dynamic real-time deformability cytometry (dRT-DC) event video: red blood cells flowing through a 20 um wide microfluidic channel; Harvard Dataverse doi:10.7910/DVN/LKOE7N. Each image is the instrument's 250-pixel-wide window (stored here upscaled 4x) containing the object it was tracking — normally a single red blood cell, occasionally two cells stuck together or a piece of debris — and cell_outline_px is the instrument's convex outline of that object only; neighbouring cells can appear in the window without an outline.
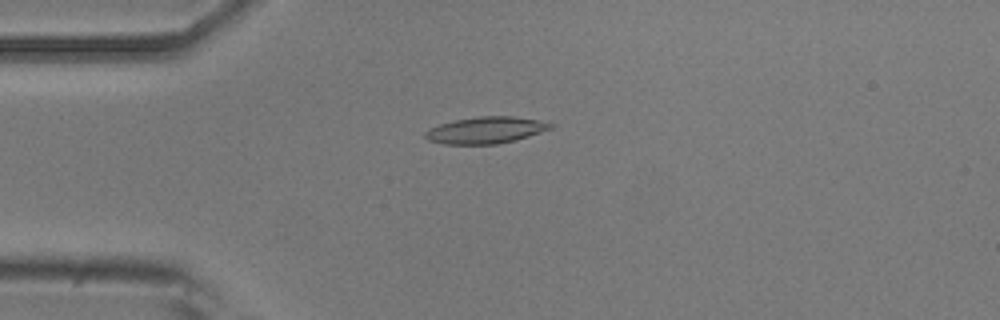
{"species": "common noctule bat (a hibernating species)", "species_latin": "Nyctalus noctula", "temperature_condition": "room temperature", "stored_images_in_passage": 51, "camera_frame_rate_fps": 3000, "um_per_image_px": 0.085, "animal": {"sex": "male", "body_mass_g": 20.5, "forearm_length_mm": 52.5}, "frame": {"image": 1, "passage_image": 13, "time_ms": 4.0, "image_size_px": [1000, 320], "cell_outline_px": [[556, 124], [552, 128], [528, 136], [496, 144], [444, 144], [428, 140], [424, 136], [424, 132], [428, 128], [452, 120], [480, 116], [512, 116], [540, 120]], "centroid_in_image_um": [41.26, 11.05], "position_along_channel_um": 43.7, "area_um2": 19.48}}
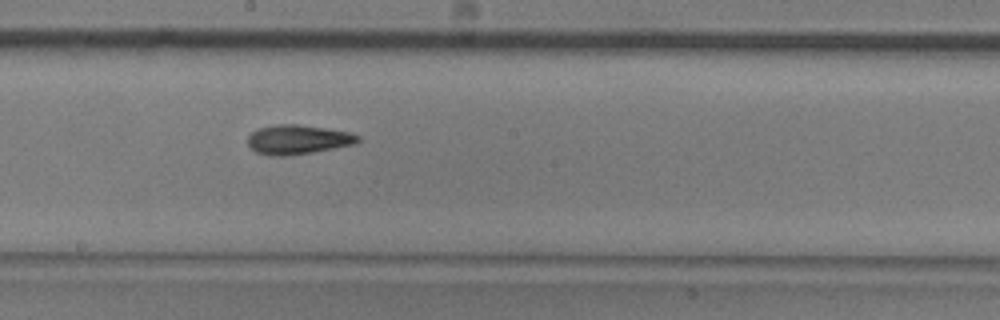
{"frame": {"image": 2, "passage_image": 28, "time_ms": 9.0, "image_size_px": [1000, 320], "cell_outline_px": [[360, 140], [356, 144], [312, 152], [288, 156], [268, 156], [256, 152], [248, 144], [248, 136], [252, 132], [260, 128], [276, 124], [296, 124], [352, 132], [360, 136]], "centroid_in_image_um": [25.34, 11.87], "position_along_channel_um": 222.9, "area_um2": 18.9}}
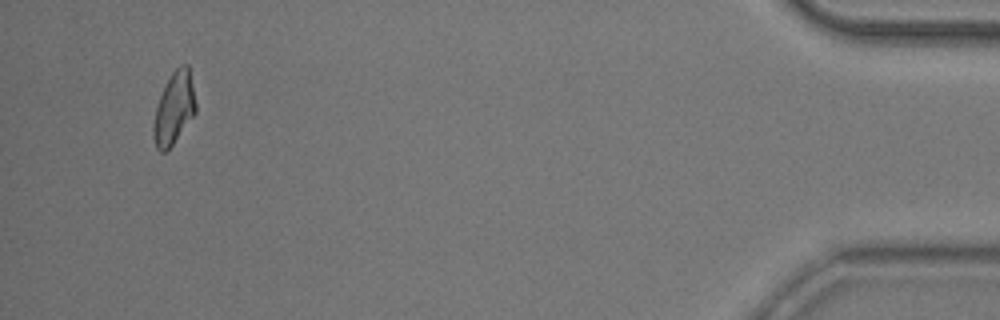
{"frame": {"image": 3, "passage_image": 49, "time_ms": 16.0, "image_size_px": [1000, 320], "cell_outline_px": [[196, 112], [172, 144], [164, 152], [160, 152], [156, 148], [152, 132], [152, 128], [156, 108], [160, 96], [172, 72], [180, 64], [188, 64], [196, 104]], "centroid_in_image_um": [14.78, 9.2], "position_along_channel_um": 420.4, "area_um2": 17.4}, "authors_computed_cell_mechanics": {"area_um2": 18.496, "velocity_mm_per_s": 3.9434, "shape_relaxation_time_tau1_ms": 5.5322, "shape_relaxation_time_tau2_ms": 5.4904, "deformation_change_tau1": 0.1627, "deformation_change_tau2": 0.136}}